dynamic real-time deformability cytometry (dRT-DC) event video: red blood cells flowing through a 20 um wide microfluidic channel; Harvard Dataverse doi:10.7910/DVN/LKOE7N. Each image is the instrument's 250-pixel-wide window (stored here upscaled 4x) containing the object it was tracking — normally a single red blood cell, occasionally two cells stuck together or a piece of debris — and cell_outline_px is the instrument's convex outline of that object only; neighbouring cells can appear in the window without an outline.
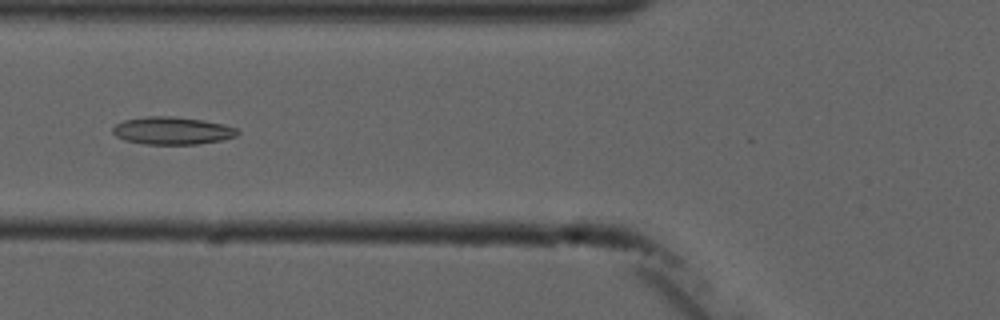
{"species": "common noctule bat (a hibernating species)", "species_latin": "Nyctalus noctula", "temperature_condition": "cold", "stored_images_in_passage": 5, "camera_frame_rate_fps": 3000, "um_per_image_px": 0.085, "animal": {"sex": "male", "forearm_length_mm": 52.5}, "frame": {"image": 1, "passage_image": 5, "time_ms": 5.667, "image_size_px": [1000, 320], "cell_outline_px": [[240, 132], [236, 136], [220, 140], [196, 144], [144, 144], [124, 140], [116, 136], [112, 132], [112, 128], [116, 124], [124, 120], [148, 116], [172, 116], [204, 120], [224, 124], [236, 128]], "centroid_in_image_um": [14.63, 11.1], "position_along_channel_um": 111.2, "area_um2": 20.06}}